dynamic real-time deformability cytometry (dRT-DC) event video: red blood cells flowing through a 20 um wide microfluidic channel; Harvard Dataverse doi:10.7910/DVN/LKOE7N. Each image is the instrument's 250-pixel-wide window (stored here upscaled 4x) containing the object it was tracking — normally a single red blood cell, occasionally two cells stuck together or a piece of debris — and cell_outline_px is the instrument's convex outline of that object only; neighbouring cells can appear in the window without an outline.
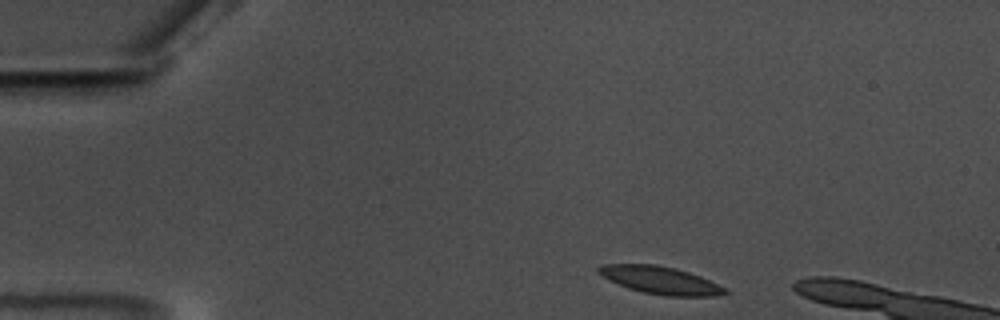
{"species": "common noctule bat (a hibernating species)", "species_latin": "Nyctalus noctula", "temperature_condition": "warm", "stored_images_in_passage": 50, "camera_frame_rate_fps": 3000, "um_per_image_px": 0.085, "animal": {"sex": "male", "body_mass_g": 17.5, "forearm_length_mm": 52.3}, "frame": {"image": 1, "passage_image": 1, "time_ms": 0.0, "image_size_px": [1000, 320], "cell_outline_px": [[728, 292], [712, 296], [664, 296], [644, 292], [628, 288], [608, 280], [596, 272], [596, 268], [604, 264], [656, 264], [676, 268], [700, 276], [724, 288]], "centroid_in_image_um": [56.05, 23.81], "position_along_channel_um": 28.9, "area_um2": 20.17}}
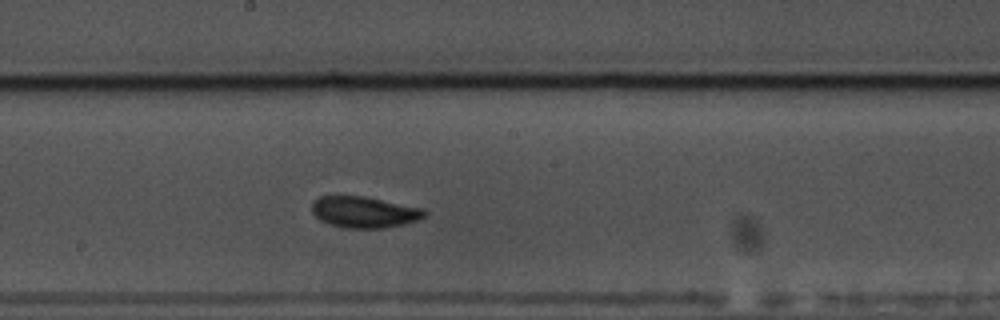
{"frame": {"image": 2, "passage_image": 23, "time_ms": 7.333, "image_size_px": [1000, 320], "cell_outline_px": [[428, 212], [424, 216], [416, 220], [404, 224], [384, 228], [344, 228], [320, 220], [312, 212], [312, 204], [320, 196], [364, 196], [424, 208]], "centroid_in_image_um": [30.98, 18.02], "position_along_channel_um": 217.2, "area_um2": 20.4}}
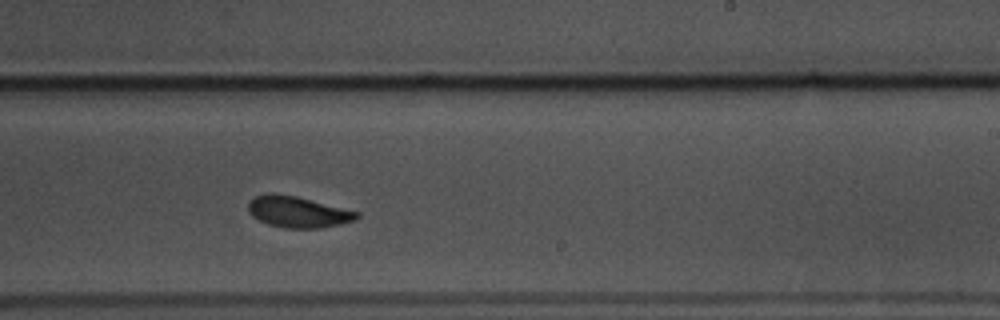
{"frame": {"image": 3, "passage_image": 27, "time_ms": 8.667, "image_size_px": [1000, 320], "cell_outline_px": [[360, 216], [356, 220], [340, 224], [320, 228], [284, 228], [268, 224], [252, 216], [248, 212], [248, 200], [256, 196], [268, 192], [272, 192], [296, 196], [360, 212]], "centroid_in_image_um": [25.3, 18.0], "position_along_channel_um": 263.7, "area_um2": 19.88}}